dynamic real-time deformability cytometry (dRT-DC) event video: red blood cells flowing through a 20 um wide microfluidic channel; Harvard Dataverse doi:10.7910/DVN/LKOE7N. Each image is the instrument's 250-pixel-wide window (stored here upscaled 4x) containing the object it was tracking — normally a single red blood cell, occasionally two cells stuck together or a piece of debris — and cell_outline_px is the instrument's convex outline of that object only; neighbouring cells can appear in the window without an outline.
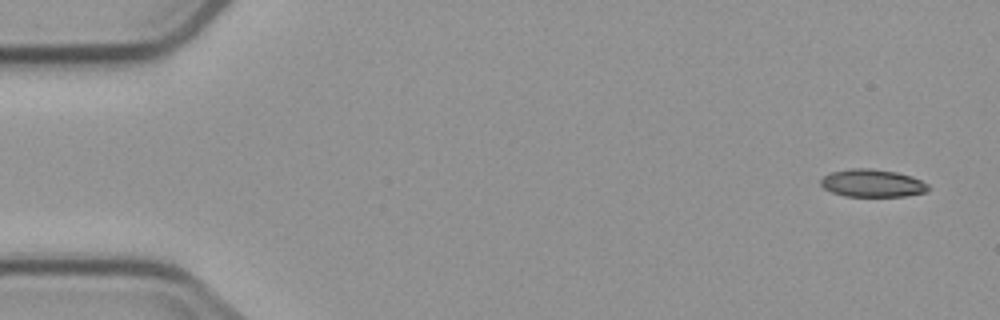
{"species": "common noctule bat (a hibernating species)", "species_latin": "Nyctalus noctula", "temperature_condition": "cold", "stored_images_in_passage": 7, "camera_frame_rate_fps": 3000, "um_per_image_px": 0.085, "animal": {"sex": "male", "body_mass_g": 23.1, "forearm_length_mm": 52.7}, "frame": {"image": 1, "passage_image": 1, "time_ms": 0.0, "image_size_px": [1000, 320], "cell_outline_px": [[932, 188], [924, 192], [904, 196], [844, 196], [832, 192], [824, 188], [820, 184], [820, 180], [824, 176], [832, 172], [852, 168], [868, 168], [896, 172], [912, 176], [928, 184]], "centroid_in_image_um": [74.15, 15.57], "position_along_channel_um": 10.8, "area_um2": 17.28}}
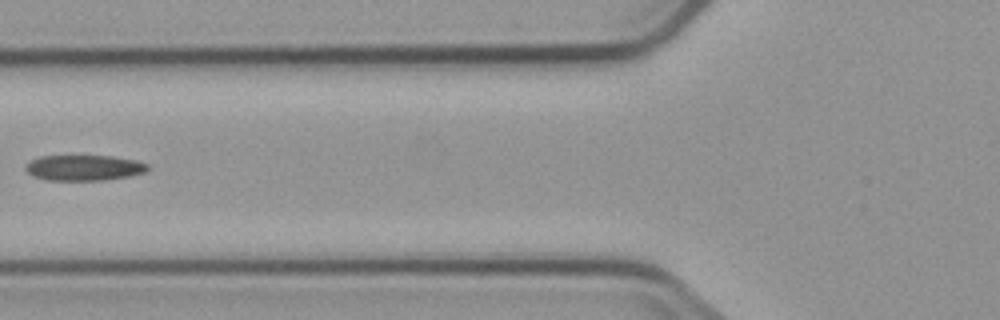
{"frame": {"image": 2, "passage_image": 6, "time_ms": 6.333, "image_size_px": [1000, 320], "cell_outline_px": [[148, 168], [144, 172], [128, 176], [104, 180], [44, 180], [32, 176], [24, 168], [32, 160], [40, 156], [112, 156], [136, 160], [148, 164]], "centroid_in_image_um": [7.12, 14.26], "position_along_channel_um": 118.7, "area_um2": 18.09}}
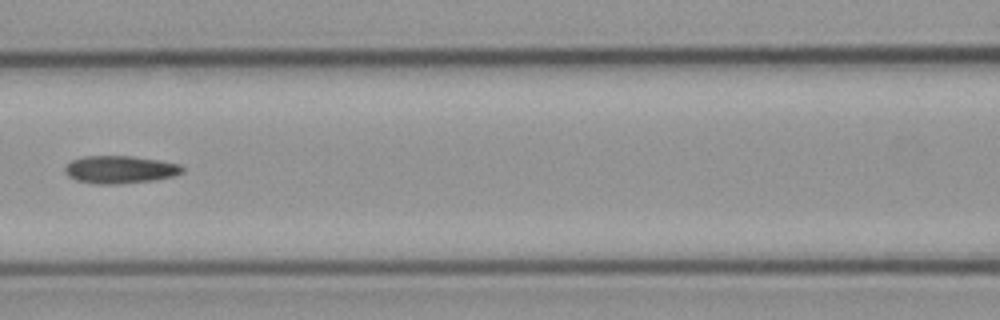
{"frame": {"image": 3, "passage_image": 7, "time_ms": 7.333, "image_size_px": [1000, 320], "cell_outline_px": [[184, 172], [172, 176], [156, 180], [120, 184], [96, 184], [76, 180], [68, 176], [64, 172], [64, 168], [72, 160], [84, 156], [132, 156], [160, 160], [180, 164], [184, 168]], "centroid_in_image_um": [10.22, 14.41], "position_along_channel_um": 156.4, "area_um2": 19.07}}